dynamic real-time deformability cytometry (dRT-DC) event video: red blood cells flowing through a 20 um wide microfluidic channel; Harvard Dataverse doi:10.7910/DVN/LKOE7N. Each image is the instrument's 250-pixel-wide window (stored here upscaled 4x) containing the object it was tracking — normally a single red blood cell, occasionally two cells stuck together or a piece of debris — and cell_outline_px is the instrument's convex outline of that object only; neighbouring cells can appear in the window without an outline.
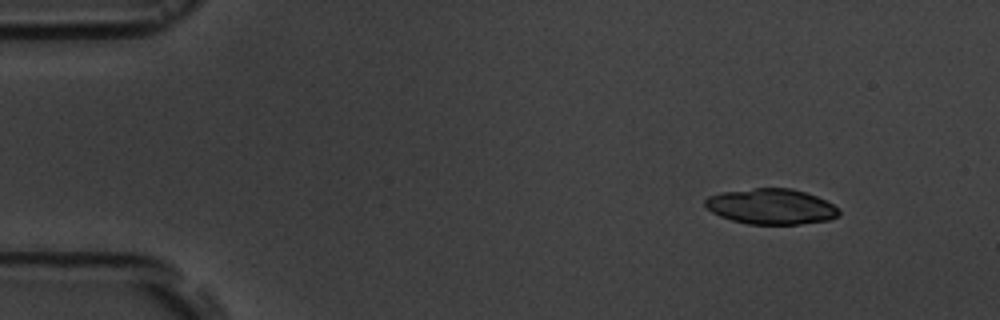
{"species": "common noctule bat (a hibernating species)", "species_latin": "Nyctalus noctula", "temperature_condition": "room temperature", "stored_images_in_passage": 4, "camera_frame_rate_fps": 3000, "um_per_image_px": 0.085, "animal": {"sex": "male", "body_mass_g": 19.5, "forearm_length_mm": 54.6}, "frame": {"image": 1, "passage_image": 1, "time_ms": 0.0, "image_size_px": [1000, 320], "cell_outline_px": [[840, 216], [828, 220], [800, 224], [748, 224], [732, 220], [720, 216], [712, 212], [704, 204], [704, 200], [708, 196], [720, 192], [756, 188], [792, 188], [816, 196], [840, 208]], "centroid_in_image_um": [65.55, 17.55], "position_along_channel_um": 19.4, "area_um2": 27.74}}